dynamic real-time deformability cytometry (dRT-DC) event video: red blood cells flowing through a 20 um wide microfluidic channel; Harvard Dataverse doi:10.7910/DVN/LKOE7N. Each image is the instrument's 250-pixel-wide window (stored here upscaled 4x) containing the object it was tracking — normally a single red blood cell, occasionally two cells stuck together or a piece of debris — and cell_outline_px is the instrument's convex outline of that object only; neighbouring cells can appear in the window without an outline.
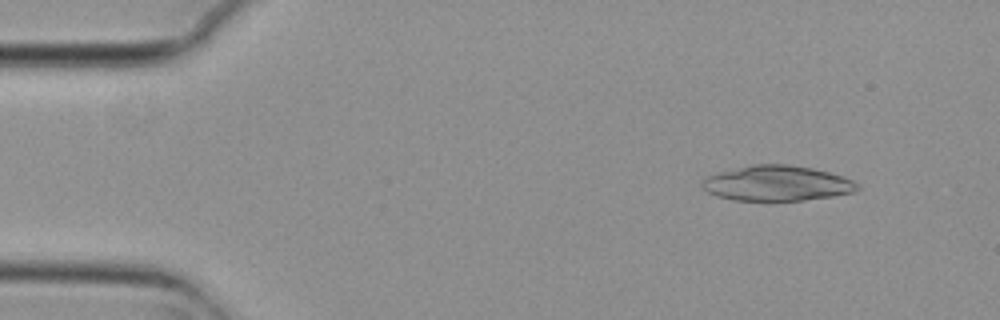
{"species": "common noctule bat (a hibernating species)", "species_latin": "Nyctalus noctula", "temperature_condition": "cold", "stored_images_in_passage": 4, "camera_frame_rate_fps": 3000, "um_per_image_px": 0.085, "animal": {"sex": "female", "body_mass_g": 29.2, "forearm_length_mm": 56.3}, "frame": {"image": 1, "passage_image": 2, "time_ms": 0.333, "image_size_px": [1000, 320], "cell_outline_px": [[860, 188], [852, 192], [832, 196], [804, 200], [732, 200], [716, 196], [708, 192], [700, 184], [708, 176], [716, 172], [752, 164], [788, 164], [812, 168], [828, 172], [852, 180], [860, 184]], "centroid_in_image_um": [66.02, 15.57], "position_along_channel_um": 19.0, "area_um2": 31.79}}